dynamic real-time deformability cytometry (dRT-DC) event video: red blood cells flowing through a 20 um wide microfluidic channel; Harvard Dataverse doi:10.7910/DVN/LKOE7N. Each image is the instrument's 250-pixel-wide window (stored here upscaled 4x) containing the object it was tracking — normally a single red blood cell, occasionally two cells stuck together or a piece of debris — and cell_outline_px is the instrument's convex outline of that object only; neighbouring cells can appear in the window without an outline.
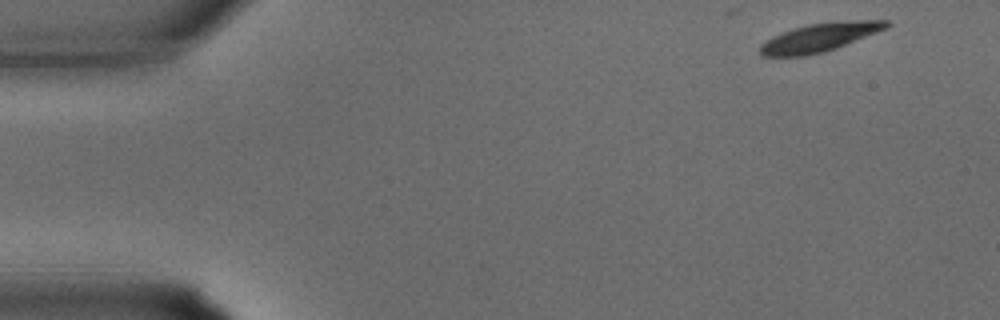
{"species": "common noctule bat (a hibernating species)", "species_latin": "Nyctalus noctula", "temperature_condition": "warm", "stored_images_in_passage": 18, "camera_frame_rate_fps": 3000, "um_per_image_px": 0.085, "animal": {"sex": "male", "body_mass_g": 15.6}, "frame": {"image": 1, "passage_image": 1, "time_ms": 0.0, "image_size_px": [1000, 320], "cell_outline_px": [[892, 24], [888, 28], [836, 48], [824, 52], [804, 56], [764, 56], [760, 52], [760, 44], [764, 40], [772, 36], [792, 28], [808, 24], [856, 20], [888, 20]], "centroid_in_image_um": [69.68, 3.17], "position_along_channel_um": 15.3, "area_um2": 20.98}}
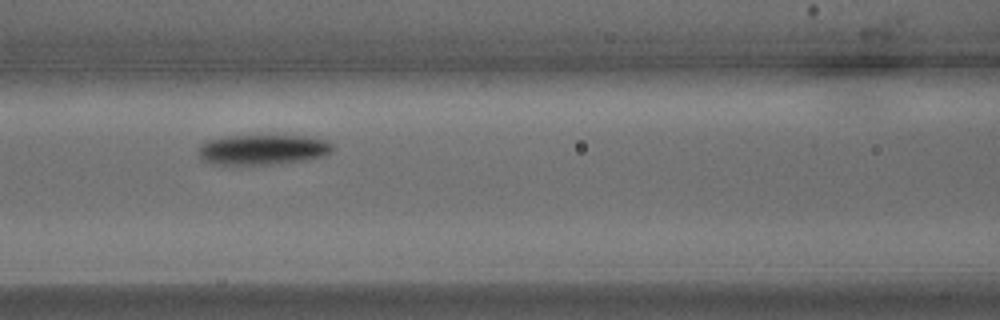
{"frame": {"image": 2, "passage_image": 13, "time_ms": 4.0, "image_size_px": [1000, 320], "cell_outline_px": [[336, 148], [324, 156], [304, 160], [272, 164], [212, 164], [200, 160], [200, 144], [208, 140], [224, 136], [308, 136], [324, 140], [332, 144]], "centroid_in_image_um": [22.33, 12.72], "position_along_channel_um": 144.3, "area_um2": 23.52}}
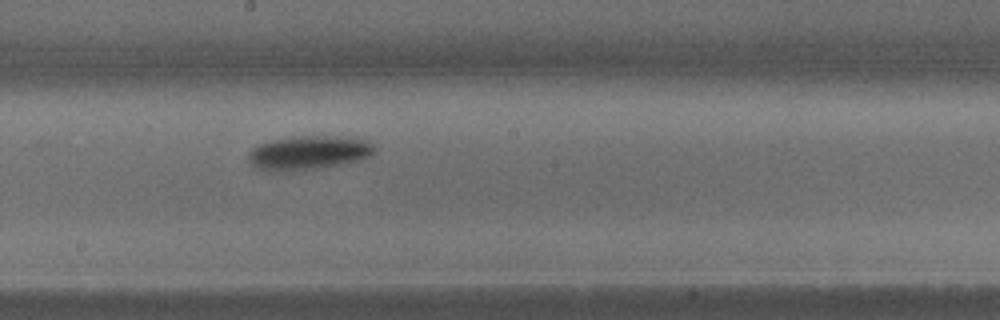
{"frame": {"image": 3, "passage_image": 17, "time_ms": 5.333, "image_size_px": [1000, 320], "cell_outline_px": [[376, 152], [360, 160], [344, 164], [320, 168], [292, 172], [268, 172], [256, 168], [248, 160], [248, 152], [252, 148], [260, 144], [272, 140], [300, 136], [356, 136], [372, 144], [376, 148]], "centroid_in_image_um": [26.24, 13.0], "position_along_channel_um": 222.0, "area_um2": 25.55}}